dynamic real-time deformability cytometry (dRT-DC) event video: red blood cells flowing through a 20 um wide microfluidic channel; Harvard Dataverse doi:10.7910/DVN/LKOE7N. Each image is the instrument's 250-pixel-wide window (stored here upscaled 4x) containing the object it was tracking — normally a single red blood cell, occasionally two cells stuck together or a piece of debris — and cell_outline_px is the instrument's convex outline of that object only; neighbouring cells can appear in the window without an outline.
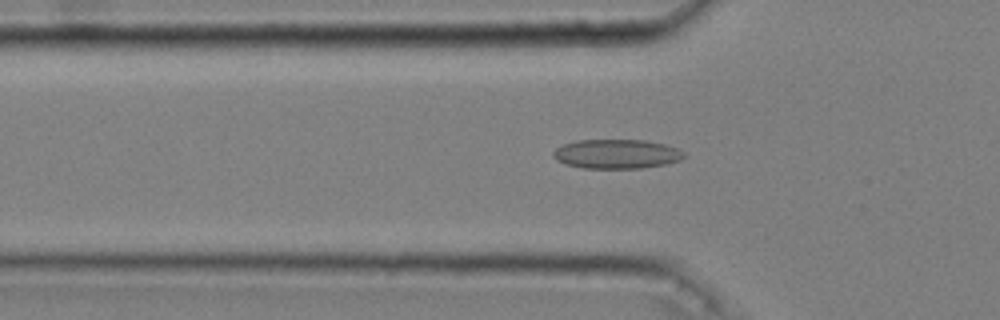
{"species": "common noctule bat (a hibernating species)", "species_latin": "Nyctalus noctula", "temperature_condition": "cold", "stored_images_in_passage": 36, "camera_frame_rate_fps": 3000, "um_per_image_px": 0.085, "animal": {"sex": "male", "body_mass_g": 20.4}, "frame": {"image": 1, "passage_image": 2, "time_ms": 0.333, "image_size_px": [1000, 320], "cell_outline_px": [[684, 156], [680, 160], [664, 164], [640, 168], [584, 168], [564, 164], [556, 160], [552, 156], [552, 152], [556, 148], [564, 144], [576, 140], [644, 140], [664, 144], [676, 148], [684, 152]], "centroid_in_image_um": [52.36, 13.08], "position_along_channel_um": 73.4, "area_um2": 22.25}}
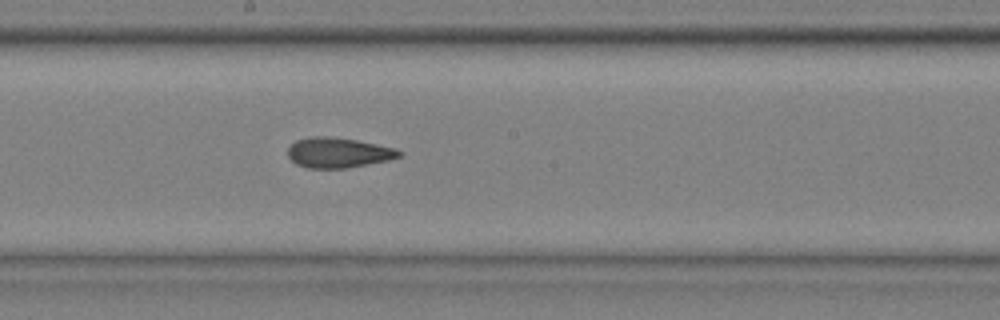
{"frame": {"image": 2, "passage_image": 14, "time_ms": 4.333, "image_size_px": [1000, 320], "cell_outline_px": [[404, 152], [400, 156], [388, 160], [348, 168], [308, 168], [296, 164], [288, 156], [288, 148], [296, 140], [308, 136], [332, 136], [356, 140], [396, 148]], "centroid_in_image_um": [28.75, 12.97], "position_along_channel_um": 219.5, "area_um2": 19.65}}
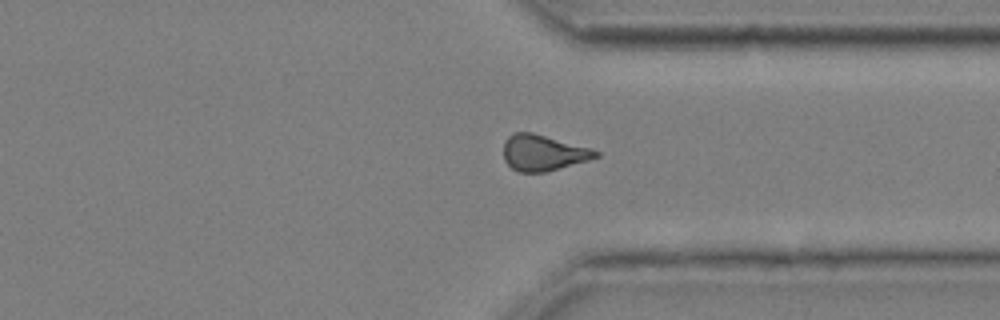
{"frame": {"image": 3, "passage_image": 26, "time_ms": 8.333, "image_size_px": [1000, 320], "cell_outline_px": [[600, 156], [588, 160], [544, 172], [516, 172], [504, 160], [504, 140], [512, 132], [532, 132], [592, 148], [600, 152]], "centroid_in_image_um": [46.16, 12.97], "position_along_channel_um": 365.2, "area_um2": 19.36}, "authors_computed_cell_mechanics": {"area_um2": 19.3341, "velocity_mm_per_s": 3.6382, "shape_relaxation_time_tau1_ms": null, "shape_relaxation_time_tau2_ms": 3.5285, "deformation_change_tau1": null, "deformation_change_tau2": 0.1211}}